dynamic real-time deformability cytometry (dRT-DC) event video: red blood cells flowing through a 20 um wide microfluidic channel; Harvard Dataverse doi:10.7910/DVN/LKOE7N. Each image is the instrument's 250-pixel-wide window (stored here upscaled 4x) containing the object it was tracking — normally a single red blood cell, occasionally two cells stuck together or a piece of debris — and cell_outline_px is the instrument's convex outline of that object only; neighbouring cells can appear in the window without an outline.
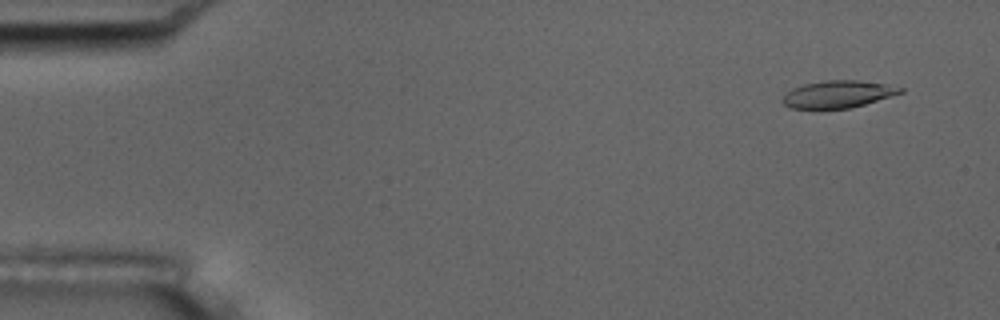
{"species": "common noctule bat (a hibernating species)", "species_latin": "Nyctalus noctula", "temperature_condition": "room temperature", "stored_images_in_passage": 54, "camera_frame_rate_fps": 3000, "um_per_image_px": 0.085, "animal": {"sex": "male", "body_mass_g": 17.5, "forearm_length_mm": 52.3}, "frame": {"image": 1, "passage_image": 4, "time_ms": 1.0, "image_size_px": [1000, 320], "cell_outline_px": [[904, 92], [864, 104], [848, 108], [820, 112], [812, 112], [788, 108], [780, 100], [792, 88], [804, 84], [824, 80], [856, 80], [884, 84], [904, 88]], "centroid_in_image_um": [71.11, 8.07], "position_along_channel_um": 13.9, "area_um2": 19.42}}
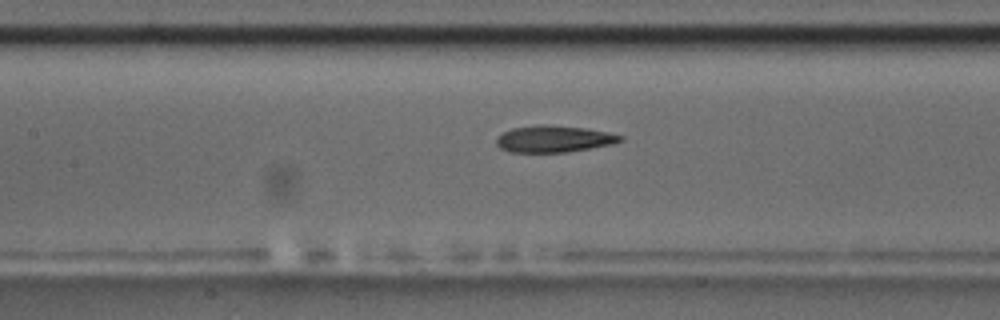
{"frame": {"image": 2, "passage_image": 25, "time_ms": 8.0, "image_size_px": [1000, 320], "cell_outline_px": [[624, 140], [612, 144], [564, 152], [508, 152], [500, 148], [496, 144], [496, 136], [512, 128], [536, 124], [548, 124], [584, 128], [608, 132], [624, 136]], "centroid_in_image_um": [47.04, 11.79], "position_along_channel_um": 160.4, "area_um2": 19.36}}
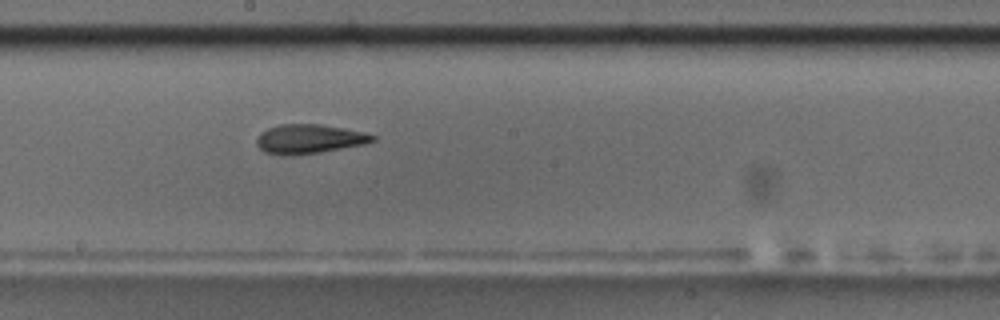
{"frame": {"image": 3, "passage_image": 30, "time_ms": 9.667, "image_size_px": [1000, 320], "cell_outline_px": [[376, 140], [364, 144], [320, 152], [292, 156], [280, 156], [264, 152], [256, 144], [256, 136], [260, 132], [268, 128], [280, 124], [320, 124], [344, 128], [376, 136]], "centroid_in_image_um": [26.21, 11.82], "position_along_channel_um": 222.0, "area_um2": 19.88}, "authors_computed_cell_mechanics": {"area_um2": 19.7098, "velocity_mm_per_s": 3.7189, "shape_relaxation_time_tau1_ms": 4.5351, "shape_relaxation_time_tau2_ms": 3.0555, "deformation_change_tau1": 0.1751, "deformation_change_tau2": 0.1075}}